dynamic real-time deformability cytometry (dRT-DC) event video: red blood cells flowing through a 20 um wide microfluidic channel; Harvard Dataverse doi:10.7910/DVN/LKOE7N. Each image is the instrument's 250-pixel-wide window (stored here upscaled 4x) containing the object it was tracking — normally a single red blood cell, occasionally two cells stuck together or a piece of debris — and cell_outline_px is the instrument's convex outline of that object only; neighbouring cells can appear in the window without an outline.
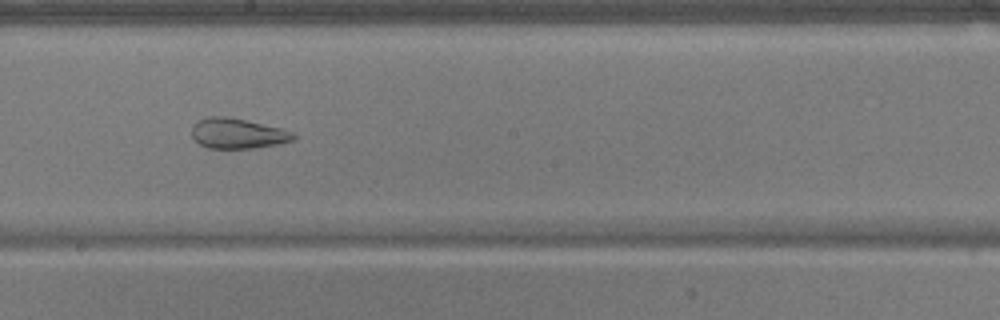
{"species": "common noctule bat (a hibernating species)", "species_latin": "Nyctalus noctula", "temperature_condition": "warm", "stored_images_in_passage": 44, "camera_frame_rate_fps": 3000, "um_per_image_px": 0.085, "animal": {"sex": "male", "body_mass_g": 17.9}, "frame": {"image": 1, "passage_image": 20, "time_ms": 6.333, "image_size_px": [1000, 320], "cell_outline_px": [[296, 140], [256, 148], [208, 148], [200, 144], [192, 136], [192, 124], [196, 120], [208, 116], [224, 116], [248, 120], [296, 132]], "centroid_in_image_um": [20.21, 11.33], "position_along_channel_um": 228.0, "area_um2": 18.15}}
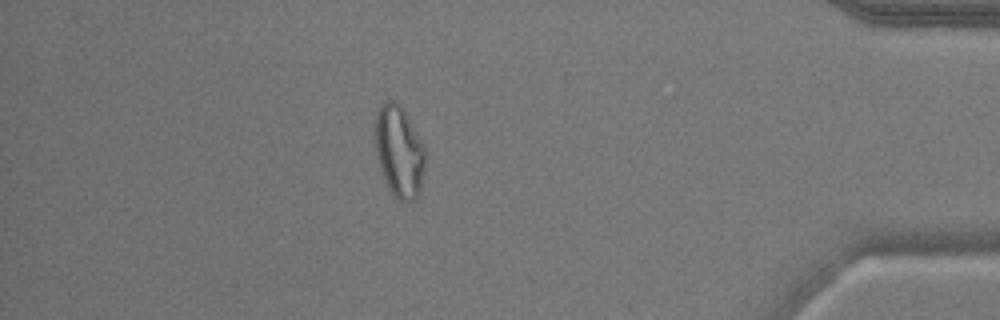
{"frame": {"image": 2, "passage_image": 37, "time_ms": 12.0, "image_size_px": [1000, 320], "cell_outline_px": [[424, 172], [420, 192], [416, 200], [404, 204], [388, 188], [380, 168], [372, 136], [372, 128], [376, 112], [380, 104], [384, 100], [396, 100], [404, 108], [424, 148]], "centroid_in_image_um": [33.88, 12.83], "position_along_channel_um": 401.3, "area_um2": 27.46}}
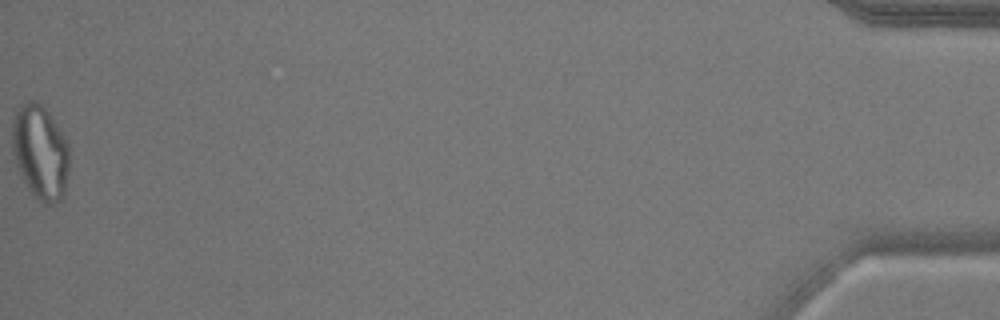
{"frame": {"image": 3, "passage_image": 44, "time_ms": 14.333, "image_size_px": [1000, 320], "cell_outline_px": [[68, 172], [64, 192], [60, 200], [52, 204], [44, 204], [32, 192], [24, 180], [16, 164], [12, 148], [12, 120], [20, 104], [28, 100], [32, 100], [40, 104], [48, 112], [68, 144]], "centroid_in_image_um": [3.41, 12.91], "position_along_channel_um": 431.8, "area_um2": 30.87}, "authors_computed_cell_mechanics": {"area_um2": 25.6921, "velocity_mm_per_s": 3.8192, "shape_relaxation_time_tau1_ms": null, "shape_relaxation_time_tau2_ms": 1.8356, "deformation_change_tau1": null, "deformation_change_tau2": 0.1061}}